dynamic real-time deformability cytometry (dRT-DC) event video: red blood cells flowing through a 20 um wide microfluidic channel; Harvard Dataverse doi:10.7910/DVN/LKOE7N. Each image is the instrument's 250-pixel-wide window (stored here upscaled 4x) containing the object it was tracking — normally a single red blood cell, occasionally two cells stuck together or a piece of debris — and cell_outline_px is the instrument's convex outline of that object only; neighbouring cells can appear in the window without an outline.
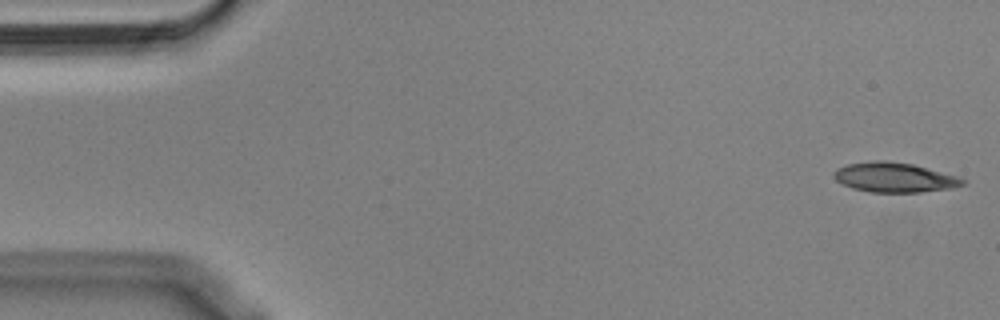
{"species": "Egyptian fruit bat (a non-hibernating species)", "species_latin": "Rousettus aegyptiacus", "temperature_condition": "cold", "stored_images_in_passage": 54, "camera_frame_rate_fps": 3000, "um_per_image_px": 0.085, "animal": {"sex": "male"}, "frame": {"image": 1, "passage_image": 1, "time_ms": 0.0, "image_size_px": [1000, 320], "cell_outline_px": [[964, 184], [952, 188], [920, 192], [872, 192], [852, 188], [836, 180], [832, 176], [832, 172], [836, 168], [848, 164], [876, 160], [888, 160], [912, 164], [956, 176], [964, 180]], "centroid_in_image_um": [75.97, 15.07], "position_along_channel_um": 9.0, "area_um2": 22.14}}
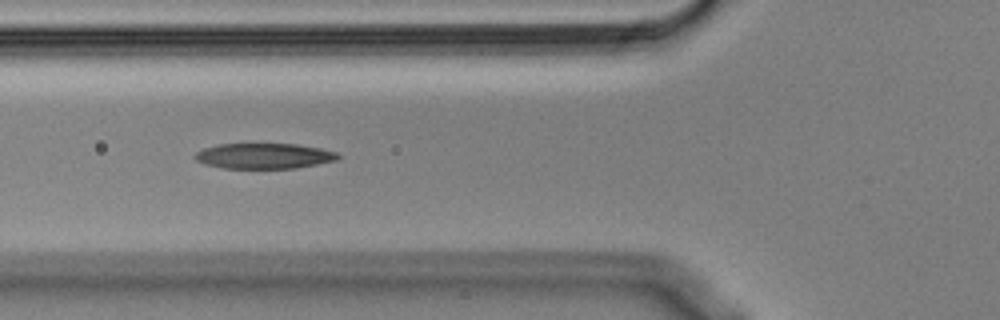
{"frame": {"image": 2, "passage_image": 19, "time_ms": 6.0, "image_size_px": [1000, 320], "cell_outline_px": [[344, 156], [336, 160], [296, 168], [224, 168], [204, 164], [196, 160], [192, 156], [196, 152], [204, 148], [220, 144], [296, 144], [320, 148], [336, 152]], "centroid_in_image_um": [22.44, 13.25], "position_along_channel_um": 103.4, "area_um2": 21.21}}
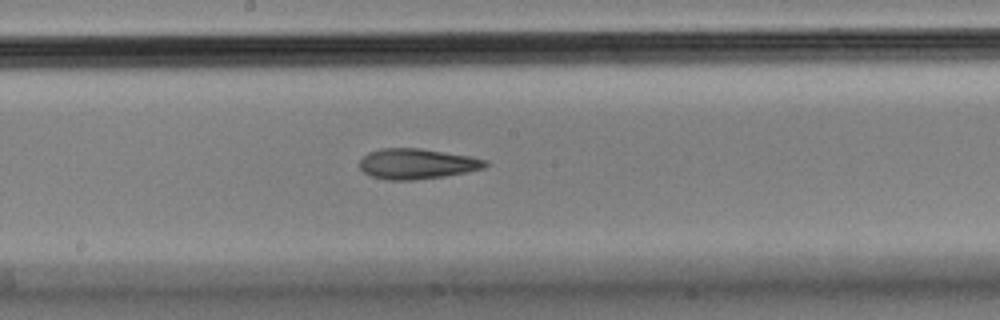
{"frame": {"image": 3, "passage_image": 28, "time_ms": 9.0, "image_size_px": [1000, 320], "cell_outline_px": [[488, 164], [484, 168], [468, 172], [444, 176], [416, 180], [388, 180], [372, 176], [364, 172], [360, 168], [360, 160], [368, 152], [380, 148], [420, 148], [472, 156], [488, 160]], "centroid_in_image_um": [35.47, 13.92], "position_along_channel_um": 212.7, "area_um2": 22.43}, "authors_computed_cell_mechanics": {"area_um2": 22.7154, "velocity_mm_per_s": 3.6268, "shape_relaxation_time_tau1_ms": null, "shape_relaxation_time_tau2_ms": 3.7303, "deformation_change_tau1": null, "deformation_change_tau2": 0.1273}}